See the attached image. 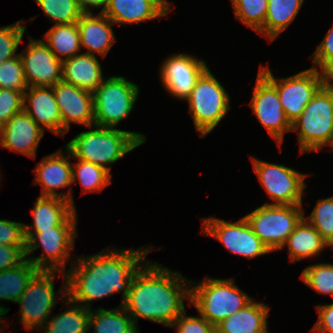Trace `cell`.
Returning <instances> with one entry per match:
<instances>
[{
  "label": "cell",
  "mask_w": 333,
  "mask_h": 333,
  "mask_svg": "<svg viewBox=\"0 0 333 333\" xmlns=\"http://www.w3.org/2000/svg\"><path fill=\"white\" fill-rule=\"evenodd\" d=\"M108 248L94 255L74 257L75 261H71L72 265L65 273L66 297L69 300L92 309L90 302L123 291L122 305L136 272L146 263V255L152 247Z\"/></svg>",
  "instance_id": "cell-1"
},
{
  "label": "cell",
  "mask_w": 333,
  "mask_h": 333,
  "mask_svg": "<svg viewBox=\"0 0 333 333\" xmlns=\"http://www.w3.org/2000/svg\"><path fill=\"white\" fill-rule=\"evenodd\" d=\"M190 280L150 260L136 272L122 306L138 328V320L170 327L185 311L184 299L190 300Z\"/></svg>",
  "instance_id": "cell-2"
},
{
  "label": "cell",
  "mask_w": 333,
  "mask_h": 333,
  "mask_svg": "<svg viewBox=\"0 0 333 333\" xmlns=\"http://www.w3.org/2000/svg\"><path fill=\"white\" fill-rule=\"evenodd\" d=\"M145 141L146 136L142 133L94 125V129L80 132L71 139L65 148L71 152L72 158L99 165L111 173L110 164Z\"/></svg>",
  "instance_id": "cell-3"
},
{
  "label": "cell",
  "mask_w": 333,
  "mask_h": 333,
  "mask_svg": "<svg viewBox=\"0 0 333 333\" xmlns=\"http://www.w3.org/2000/svg\"><path fill=\"white\" fill-rule=\"evenodd\" d=\"M76 211L77 209L57 227L47 230H24L25 259L40 271H57L58 275L66 273L67 259L74 257L70 252L74 249L75 238L78 236ZM40 247L43 249L40 256H28Z\"/></svg>",
  "instance_id": "cell-4"
},
{
  "label": "cell",
  "mask_w": 333,
  "mask_h": 333,
  "mask_svg": "<svg viewBox=\"0 0 333 333\" xmlns=\"http://www.w3.org/2000/svg\"><path fill=\"white\" fill-rule=\"evenodd\" d=\"M297 132L300 153L320 151L330 146L333 152V79L317 91L302 114L291 124Z\"/></svg>",
  "instance_id": "cell-5"
},
{
  "label": "cell",
  "mask_w": 333,
  "mask_h": 333,
  "mask_svg": "<svg viewBox=\"0 0 333 333\" xmlns=\"http://www.w3.org/2000/svg\"><path fill=\"white\" fill-rule=\"evenodd\" d=\"M190 302L214 327L253 300L235 284L234 278L205 277L202 282L190 283ZM191 303V304H190Z\"/></svg>",
  "instance_id": "cell-6"
},
{
  "label": "cell",
  "mask_w": 333,
  "mask_h": 333,
  "mask_svg": "<svg viewBox=\"0 0 333 333\" xmlns=\"http://www.w3.org/2000/svg\"><path fill=\"white\" fill-rule=\"evenodd\" d=\"M186 101L195 129L202 137L211 133L231 108L228 92L209 67L197 79Z\"/></svg>",
  "instance_id": "cell-7"
},
{
  "label": "cell",
  "mask_w": 333,
  "mask_h": 333,
  "mask_svg": "<svg viewBox=\"0 0 333 333\" xmlns=\"http://www.w3.org/2000/svg\"><path fill=\"white\" fill-rule=\"evenodd\" d=\"M57 271H39L29 282L23 294L19 297L20 306L19 317L20 322L28 331L41 330L47 320L51 317L52 311L57 305L56 297L62 299L66 297V274L62 287L55 293L54 280ZM63 288V289H62ZM36 328V329H35Z\"/></svg>",
  "instance_id": "cell-8"
},
{
  "label": "cell",
  "mask_w": 333,
  "mask_h": 333,
  "mask_svg": "<svg viewBox=\"0 0 333 333\" xmlns=\"http://www.w3.org/2000/svg\"><path fill=\"white\" fill-rule=\"evenodd\" d=\"M139 86L123 76L104 78L93 92L95 125L115 128L132 112Z\"/></svg>",
  "instance_id": "cell-9"
},
{
  "label": "cell",
  "mask_w": 333,
  "mask_h": 333,
  "mask_svg": "<svg viewBox=\"0 0 333 333\" xmlns=\"http://www.w3.org/2000/svg\"><path fill=\"white\" fill-rule=\"evenodd\" d=\"M304 216L303 205L264 203L244 217L254 233L272 252L284 246L288 236Z\"/></svg>",
  "instance_id": "cell-10"
},
{
  "label": "cell",
  "mask_w": 333,
  "mask_h": 333,
  "mask_svg": "<svg viewBox=\"0 0 333 333\" xmlns=\"http://www.w3.org/2000/svg\"><path fill=\"white\" fill-rule=\"evenodd\" d=\"M259 71L276 87L287 120L292 124L303 112L328 77L316 68H309L287 78L277 79L268 66Z\"/></svg>",
  "instance_id": "cell-11"
},
{
  "label": "cell",
  "mask_w": 333,
  "mask_h": 333,
  "mask_svg": "<svg viewBox=\"0 0 333 333\" xmlns=\"http://www.w3.org/2000/svg\"><path fill=\"white\" fill-rule=\"evenodd\" d=\"M254 172L272 202L266 204L303 205L307 174L296 169L250 157Z\"/></svg>",
  "instance_id": "cell-12"
},
{
  "label": "cell",
  "mask_w": 333,
  "mask_h": 333,
  "mask_svg": "<svg viewBox=\"0 0 333 333\" xmlns=\"http://www.w3.org/2000/svg\"><path fill=\"white\" fill-rule=\"evenodd\" d=\"M200 234L216 238L228 251L249 260L272 253L254 233L245 217L231 223L214 216L202 218Z\"/></svg>",
  "instance_id": "cell-13"
},
{
  "label": "cell",
  "mask_w": 333,
  "mask_h": 333,
  "mask_svg": "<svg viewBox=\"0 0 333 333\" xmlns=\"http://www.w3.org/2000/svg\"><path fill=\"white\" fill-rule=\"evenodd\" d=\"M255 82L251 109L281 150L285 133L291 132V124L285 116L276 87L260 71Z\"/></svg>",
  "instance_id": "cell-14"
},
{
  "label": "cell",
  "mask_w": 333,
  "mask_h": 333,
  "mask_svg": "<svg viewBox=\"0 0 333 333\" xmlns=\"http://www.w3.org/2000/svg\"><path fill=\"white\" fill-rule=\"evenodd\" d=\"M65 153L61 148L56 152L46 155L36 164L34 169L35 180L34 185H41V194L43 197H57L68 200L76 209L72 191L57 192V190L73 185L72 180V154L66 148ZM65 155V156H64Z\"/></svg>",
  "instance_id": "cell-15"
},
{
  "label": "cell",
  "mask_w": 333,
  "mask_h": 333,
  "mask_svg": "<svg viewBox=\"0 0 333 333\" xmlns=\"http://www.w3.org/2000/svg\"><path fill=\"white\" fill-rule=\"evenodd\" d=\"M30 39L19 54L28 86L53 87L62 81V61L57 59L42 39Z\"/></svg>",
  "instance_id": "cell-16"
},
{
  "label": "cell",
  "mask_w": 333,
  "mask_h": 333,
  "mask_svg": "<svg viewBox=\"0 0 333 333\" xmlns=\"http://www.w3.org/2000/svg\"><path fill=\"white\" fill-rule=\"evenodd\" d=\"M160 67L163 87L170 95L182 101L190 96L197 79L208 68L205 61L188 53L168 56Z\"/></svg>",
  "instance_id": "cell-17"
},
{
  "label": "cell",
  "mask_w": 333,
  "mask_h": 333,
  "mask_svg": "<svg viewBox=\"0 0 333 333\" xmlns=\"http://www.w3.org/2000/svg\"><path fill=\"white\" fill-rule=\"evenodd\" d=\"M62 119V137L70 130L71 122L86 128L95 125L93 93L60 81L53 87Z\"/></svg>",
  "instance_id": "cell-18"
},
{
  "label": "cell",
  "mask_w": 333,
  "mask_h": 333,
  "mask_svg": "<svg viewBox=\"0 0 333 333\" xmlns=\"http://www.w3.org/2000/svg\"><path fill=\"white\" fill-rule=\"evenodd\" d=\"M44 133L45 130L23 110L2 126L0 146L36 159Z\"/></svg>",
  "instance_id": "cell-19"
},
{
  "label": "cell",
  "mask_w": 333,
  "mask_h": 333,
  "mask_svg": "<svg viewBox=\"0 0 333 333\" xmlns=\"http://www.w3.org/2000/svg\"><path fill=\"white\" fill-rule=\"evenodd\" d=\"M23 103V110L43 130L62 137V119L52 87L29 86L24 92Z\"/></svg>",
  "instance_id": "cell-20"
},
{
  "label": "cell",
  "mask_w": 333,
  "mask_h": 333,
  "mask_svg": "<svg viewBox=\"0 0 333 333\" xmlns=\"http://www.w3.org/2000/svg\"><path fill=\"white\" fill-rule=\"evenodd\" d=\"M171 10L167 0H110L103 14L120 26L163 18Z\"/></svg>",
  "instance_id": "cell-21"
},
{
  "label": "cell",
  "mask_w": 333,
  "mask_h": 333,
  "mask_svg": "<svg viewBox=\"0 0 333 333\" xmlns=\"http://www.w3.org/2000/svg\"><path fill=\"white\" fill-rule=\"evenodd\" d=\"M112 24L114 23L103 13L99 12L95 16L93 12L83 13L77 22L81 49H87L85 53L105 57L117 40Z\"/></svg>",
  "instance_id": "cell-22"
},
{
  "label": "cell",
  "mask_w": 333,
  "mask_h": 333,
  "mask_svg": "<svg viewBox=\"0 0 333 333\" xmlns=\"http://www.w3.org/2000/svg\"><path fill=\"white\" fill-rule=\"evenodd\" d=\"M102 73L100 61L89 53H79L62 61V81L92 93L103 82Z\"/></svg>",
  "instance_id": "cell-23"
},
{
  "label": "cell",
  "mask_w": 333,
  "mask_h": 333,
  "mask_svg": "<svg viewBox=\"0 0 333 333\" xmlns=\"http://www.w3.org/2000/svg\"><path fill=\"white\" fill-rule=\"evenodd\" d=\"M270 307L252 300L245 307L215 326L220 333H263L268 329Z\"/></svg>",
  "instance_id": "cell-24"
},
{
  "label": "cell",
  "mask_w": 333,
  "mask_h": 333,
  "mask_svg": "<svg viewBox=\"0 0 333 333\" xmlns=\"http://www.w3.org/2000/svg\"><path fill=\"white\" fill-rule=\"evenodd\" d=\"M286 245L288 246V257L291 262L314 258L319 256L324 248L329 247L320 233L304 218L288 236L281 249H284Z\"/></svg>",
  "instance_id": "cell-25"
},
{
  "label": "cell",
  "mask_w": 333,
  "mask_h": 333,
  "mask_svg": "<svg viewBox=\"0 0 333 333\" xmlns=\"http://www.w3.org/2000/svg\"><path fill=\"white\" fill-rule=\"evenodd\" d=\"M33 224L24 223V230H47L59 226L75 208L68 200L39 196L33 204Z\"/></svg>",
  "instance_id": "cell-26"
},
{
  "label": "cell",
  "mask_w": 333,
  "mask_h": 333,
  "mask_svg": "<svg viewBox=\"0 0 333 333\" xmlns=\"http://www.w3.org/2000/svg\"><path fill=\"white\" fill-rule=\"evenodd\" d=\"M304 0H268L264 25L257 31L273 42L294 21Z\"/></svg>",
  "instance_id": "cell-27"
},
{
  "label": "cell",
  "mask_w": 333,
  "mask_h": 333,
  "mask_svg": "<svg viewBox=\"0 0 333 333\" xmlns=\"http://www.w3.org/2000/svg\"><path fill=\"white\" fill-rule=\"evenodd\" d=\"M88 329L89 333H139L122 305L110 310L101 307L94 311L90 309Z\"/></svg>",
  "instance_id": "cell-28"
},
{
  "label": "cell",
  "mask_w": 333,
  "mask_h": 333,
  "mask_svg": "<svg viewBox=\"0 0 333 333\" xmlns=\"http://www.w3.org/2000/svg\"><path fill=\"white\" fill-rule=\"evenodd\" d=\"M64 299L62 303L70 304L69 309L51 315L52 318L44 324L42 333H88L90 309L72 302L67 297Z\"/></svg>",
  "instance_id": "cell-29"
},
{
  "label": "cell",
  "mask_w": 333,
  "mask_h": 333,
  "mask_svg": "<svg viewBox=\"0 0 333 333\" xmlns=\"http://www.w3.org/2000/svg\"><path fill=\"white\" fill-rule=\"evenodd\" d=\"M43 35H45V40H42L55 57L61 61L72 58L81 51L80 32L77 22L54 25Z\"/></svg>",
  "instance_id": "cell-30"
},
{
  "label": "cell",
  "mask_w": 333,
  "mask_h": 333,
  "mask_svg": "<svg viewBox=\"0 0 333 333\" xmlns=\"http://www.w3.org/2000/svg\"><path fill=\"white\" fill-rule=\"evenodd\" d=\"M40 270L25 259L17 267L0 272V299L17 302Z\"/></svg>",
  "instance_id": "cell-31"
},
{
  "label": "cell",
  "mask_w": 333,
  "mask_h": 333,
  "mask_svg": "<svg viewBox=\"0 0 333 333\" xmlns=\"http://www.w3.org/2000/svg\"><path fill=\"white\" fill-rule=\"evenodd\" d=\"M78 162L72 164L73 184L78 180L82 186V193L102 192L104 188L110 185L112 175L105 168L77 159Z\"/></svg>",
  "instance_id": "cell-32"
},
{
  "label": "cell",
  "mask_w": 333,
  "mask_h": 333,
  "mask_svg": "<svg viewBox=\"0 0 333 333\" xmlns=\"http://www.w3.org/2000/svg\"><path fill=\"white\" fill-rule=\"evenodd\" d=\"M44 14L55 22L54 25L70 24L79 21L83 12L77 0H34Z\"/></svg>",
  "instance_id": "cell-33"
},
{
  "label": "cell",
  "mask_w": 333,
  "mask_h": 333,
  "mask_svg": "<svg viewBox=\"0 0 333 333\" xmlns=\"http://www.w3.org/2000/svg\"><path fill=\"white\" fill-rule=\"evenodd\" d=\"M236 19L257 32L265 22L268 0H231Z\"/></svg>",
  "instance_id": "cell-34"
},
{
  "label": "cell",
  "mask_w": 333,
  "mask_h": 333,
  "mask_svg": "<svg viewBox=\"0 0 333 333\" xmlns=\"http://www.w3.org/2000/svg\"><path fill=\"white\" fill-rule=\"evenodd\" d=\"M333 247V196L319 199L309 217H303Z\"/></svg>",
  "instance_id": "cell-35"
},
{
  "label": "cell",
  "mask_w": 333,
  "mask_h": 333,
  "mask_svg": "<svg viewBox=\"0 0 333 333\" xmlns=\"http://www.w3.org/2000/svg\"><path fill=\"white\" fill-rule=\"evenodd\" d=\"M300 278L318 293L333 296V264L324 262L309 265L302 271Z\"/></svg>",
  "instance_id": "cell-36"
},
{
  "label": "cell",
  "mask_w": 333,
  "mask_h": 333,
  "mask_svg": "<svg viewBox=\"0 0 333 333\" xmlns=\"http://www.w3.org/2000/svg\"><path fill=\"white\" fill-rule=\"evenodd\" d=\"M19 54L0 63V88L24 92L28 88Z\"/></svg>",
  "instance_id": "cell-37"
},
{
  "label": "cell",
  "mask_w": 333,
  "mask_h": 333,
  "mask_svg": "<svg viewBox=\"0 0 333 333\" xmlns=\"http://www.w3.org/2000/svg\"><path fill=\"white\" fill-rule=\"evenodd\" d=\"M23 22L24 19H21L14 24L0 27V63L18 55L16 51L26 30Z\"/></svg>",
  "instance_id": "cell-38"
},
{
  "label": "cell",
  "mask_w": 333,
  "mask_h": 333,
  "mask_svg": "<svg viewBox=\"0 0 333 333\" xmlns=\"http://www.w3.org/2000/svg\"><path fill=\"white\" fill-rule=\"evenodd\" d=\"M325 35L311 56L314 63L312 67L316 69L320 67L318 70L331 78L333 76V25Z\"/></svg>",
  "instance_id": "cell-39"
},
{
  "label": "cell",
  "mask_w": 333,
  "mask_h": 333,
  "mask_svg": "<svg viewBox=\"0 0 333 333\" xmlns=\"http://www.w3.org/2000/svg\"><path fill=\"white\" fill-rule=\"evenodd\" d=\"M24 94L20 91L0 88V125L23 111Z\"/></svg>",
  "instance_id": "cell-40"
},
{
  "label": "cell",
  "mask_w": 333,
  "mask_h": 333,
  "mask_svg": "<svg viewBox=\"0 0 333 333\" xmlns=\"http://www.w3.org/2000/svg\"><path fill=\"white\" fill-rule=\"evenodd\" d=\"M177 333H211L215 327L203 316H188L186 310L172 323Z\"/></svg>",
  "instance_id": "cell-41"
},
{
  "label": "cell",
  "mask_w": 333,
  "mask_h": 333,
  "mask_svg": "<svg viewBox=\"0 0 333 333\" xmlns=\"http://www.w3.org/2000/svg\"><path fill=\"white\" fill-rule=\"evenodd\" d=\"M24 223L0 219V244L26 245Z\"/></svg>",
  "instance_id": "cell-42"
},
{
  "label": "cell",
  "mask_w": 333,
  "mask_h": 333,
  "mask_svg": "<svg viewBox=\"0 0 333 333\" xmlns=\"http://www.w3.org/2000/svg\"><path fill=\"white\" fill-rule=\"evenodd\" d=\"M26 245L0 244V272L17 267L25 260Z\"/></svg>",
  "instance_id": "cell-43"
},
{
  "label": "cell",
  "mask_w": 333,
  "mask_h": 333,
  "mask_svg": "<svg viewBox=\"0 0 333 333\" xmlns=\"http://www.w3.org/2000/svg\"><path fill=\"white\" fill-rule=\"evenodd\" d=\"M318 320L312 327L313 333H333V303L316 305Z\"/></svg>",
  "instance_id": "cell-44"
},
{
  "label": "cell",
  "mask_w": 333,
  "mask_h": 333,
  "mask_svg": "<svg viewBox=\"0 0 333 333\" xmlns=\"http://www.w3.org/2000/svg\"><path fill=\"white\" fill-rule=\"evenodd\" d=\"M110 0H77L80 10L83 13H92V8H99L102 6L100 13H104L109 5Z\"/></svg>",
  "instance_id": "cell-45"
},
{
  "label": "cell",
  "mask_w": 333,
  "mask_h": 333,
  "mask_svg": "<svg viewBox=\"0 0 333 333\" xmlns=\"http://www.w3.org/2000/svg\"><path fill=\"white\" fill-rule=\"evenodd\" d=\"M211 333H220L217 329H214Z\"/></svg>",
  "instance_id": "cell-46"
},
{
  "label": "cell",
  "mask_w": 333,
  "mask_h": 333,
  "mask_svg": "<svg viewBox=\"0 0 333 333\" xmlns=\"http://www.w3.org/2000/svg\"><path fill=\"white\" fill-rule=\"evenodd\" d=\"M1 129H2V126L0 125V141H1Z\"/></svg>",
  "instance_id": "cell-47"
}]
</instances>
